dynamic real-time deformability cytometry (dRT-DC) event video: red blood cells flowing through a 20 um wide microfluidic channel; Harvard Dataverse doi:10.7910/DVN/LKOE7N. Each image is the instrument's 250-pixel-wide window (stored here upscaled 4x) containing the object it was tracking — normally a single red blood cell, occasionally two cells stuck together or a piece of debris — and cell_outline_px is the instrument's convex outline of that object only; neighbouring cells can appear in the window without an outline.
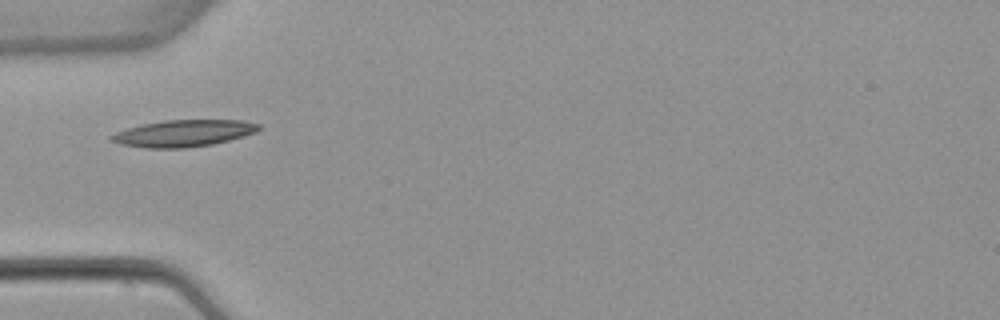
{"species": "common noctule bat (a hibernating species)", "species_latin": "Nyctalus noctula", "temperature_condition": "warm", "stored_images_in_passage": 4, "camera_frame_rate_fps": 3000, "um_per_image_px": 0.085, "animal": {"sex": "female", "body_mass_g": 22.7, "forearm_length_mm": 54.2}, "frame": {"image": 1, "passage_image": 4, "time_ms": 4.333, "image_size_px": [1000, 320], "cell_outline_px": [[260, 128], [256, 132], [244, 136], [212, 144], [184, 148], [144, 148], [120, 144], [112, 140], [108, 136], [116, 132], [140, 124], [164, 120], [244, 120], [260, 124]], "centroid_in_image_um": [15.59, 11.32], "position_along_channel_um": 69.4, "area_um2": 23.0}}